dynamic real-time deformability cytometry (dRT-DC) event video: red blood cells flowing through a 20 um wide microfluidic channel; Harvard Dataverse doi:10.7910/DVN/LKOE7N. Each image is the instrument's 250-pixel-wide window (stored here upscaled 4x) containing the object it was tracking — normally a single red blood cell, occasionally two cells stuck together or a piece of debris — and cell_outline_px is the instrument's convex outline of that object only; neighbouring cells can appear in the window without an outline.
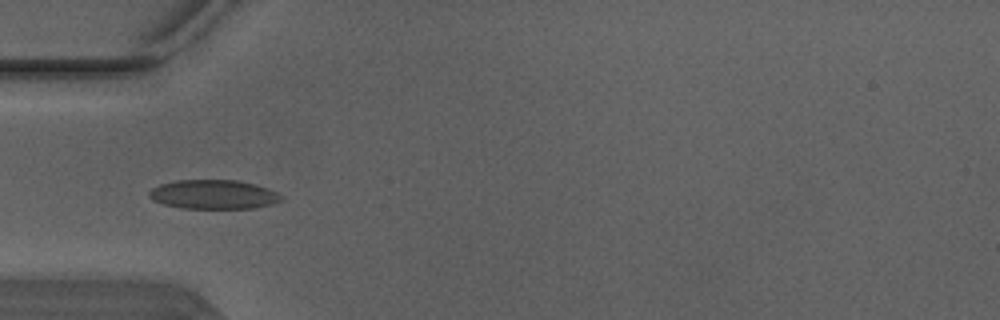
{"species": "Egyptian fruit bat (a non-hibernating species)", "species_latin": "Rousettus aegyptiacus", "temperature_condition": "warm", "stored_images_in_passage": 3, "camera_frame_rate_fps": 3000, "um_per_image_px": 0.085, "animal": {"sex": "male"}, "frame": {"image": 1, "passage_image": 3, "time_ms": 0.667, "image_size_px": [1000, 320], "cell_outline_px": [[284, 200], [272, 204], [256, 208], [180, 208], [164, 204], [152, 200], [148, 196], [148, 192], [152, 188], [160, 184], [176, 180], [236, 180], [256, 184], [268, 188], [284, 196]], "centroid_in_image_um": [18.17, 16.53], "position_along_channel_um": 66.8, "area_um2": 22.66}}